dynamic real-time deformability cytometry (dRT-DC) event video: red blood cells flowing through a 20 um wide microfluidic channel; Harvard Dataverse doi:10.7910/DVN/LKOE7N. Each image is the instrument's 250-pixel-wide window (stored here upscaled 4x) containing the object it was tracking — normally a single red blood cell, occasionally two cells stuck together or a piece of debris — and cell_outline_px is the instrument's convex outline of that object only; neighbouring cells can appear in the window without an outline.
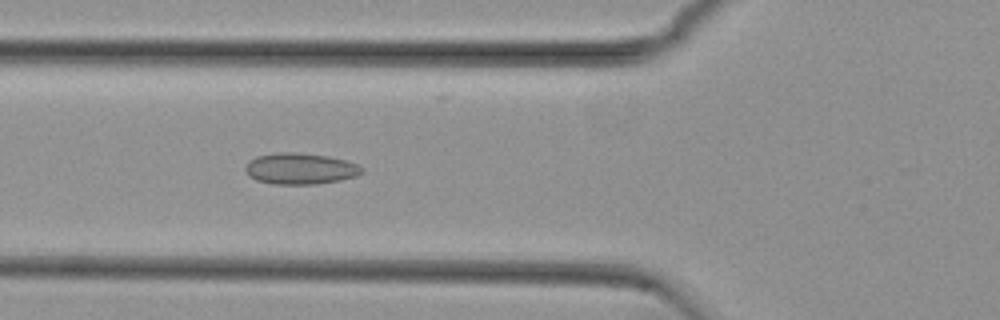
{"species": "common noctule bat (a hibernating species)", "species_latin": "Nyctalus noctula", "temperature_condition": "cold", "stored_images_in_passage": 38, "camera_frame_rate_fps": 3000, "um_per_image_px": 0.085, "animal": {"sex": "female", "body_mass_g": 29.2, "forearm_length_mm": 56.3}, "frame": {"image": 1, "passage_image": 3, "time_ms": 0.667, "image_size_px": [1000, 320], "cell_outline_px": [[364, 172], [356, 176], [340, 180], [316, 184], [272, 184], [256, 180], [248, 176], [244, 168], [248, 160], [256, 156], [280, 152], [292, 152], [328, 156], [344, 160], [356, 164], [364, 168]], "centroid_in_image_um": [25.49, 14.34], "position_along_channel_um": 100.3, "area_um2": 21.27}}
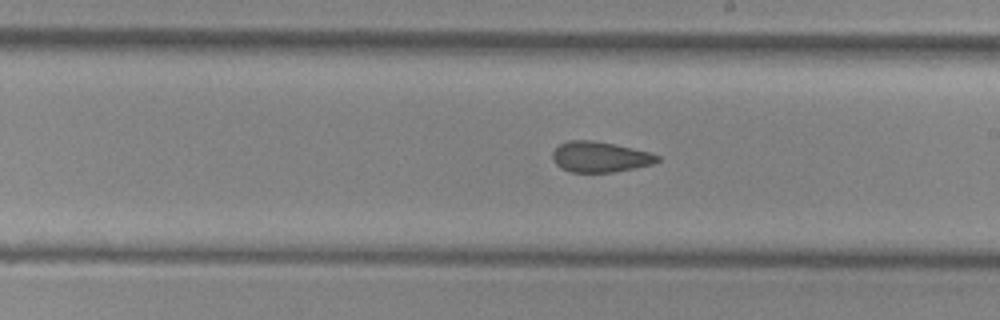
{"frame": {"image": 2, "passage_image": 14, "time_ms": 4.333, "image_size_px": [1000, 320], "cell_outline_px": [[660, 160], [652, 164], [636, 168], [612, 172], [572, 172], [560, 168], [552, 160], [552, 152], [560, 144], [568, 140], [592, 140], [632, 148], [648, 152], [660, 156]], "centroid_in_image_um": [50.97, 13.34], "position_along_channel_um": 238.0, "area_um2": 18.61}}
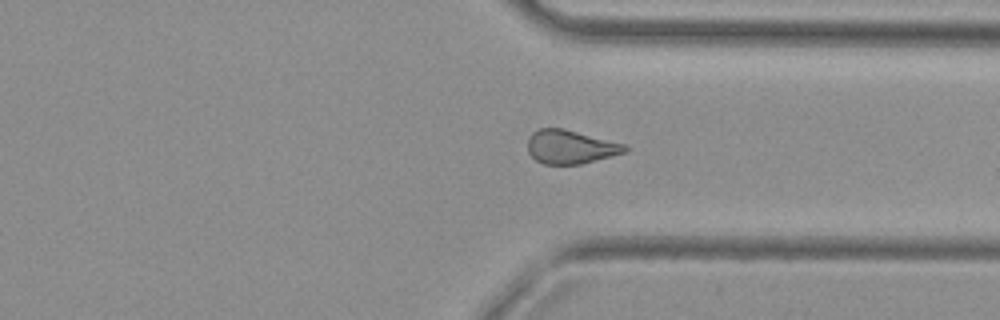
{"frame": {"image": 3, "passage_image": 24, "time_ms": 7.667, "image_size_px": [1000, 320], "cell_outline_px": [[628, 152], [580, 164], [544, 164], [536, 160], [528, 152], [528, 136], [532, 132], [540, 128], [564, 128], [628, 144]], "centroid_in_image_um": [48.53, 12.47], "position_along_channel_um": 362.9, "area_um2": 19.36}}